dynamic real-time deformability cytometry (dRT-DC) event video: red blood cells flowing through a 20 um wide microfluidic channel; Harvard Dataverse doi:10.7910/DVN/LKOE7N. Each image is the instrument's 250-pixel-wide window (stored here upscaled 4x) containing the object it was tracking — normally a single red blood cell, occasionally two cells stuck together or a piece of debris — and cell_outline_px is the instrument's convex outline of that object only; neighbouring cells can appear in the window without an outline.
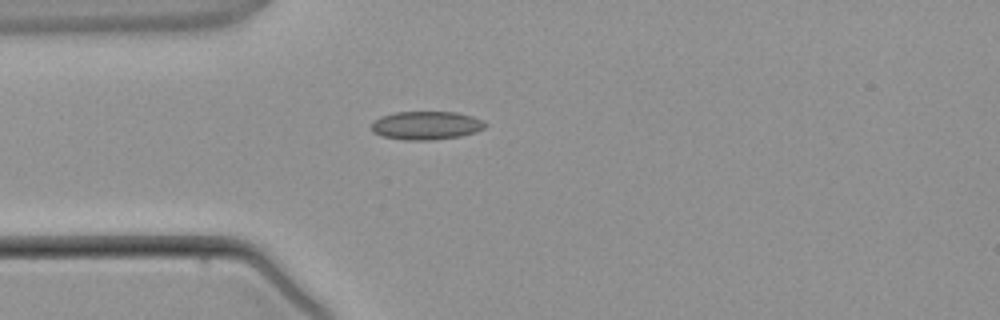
{"species": "common noctule bat (a hibernating species)", "species_latin": "Nyctalus noctula", "temperature_condition": "warm", "stored_images_in_passage": 4, "camera_frame_rate_fps": 3000, "um_per_image_px": 0.085, "animal": {"sex": "male", "body_mass_g": 21.5, "forearm_length_mm": 52.0}, "frame": {"image": 1, "passage_image": 4, "time_ms": 3.667, "image_size_px": [1000, 320], "cell_outline_px": [[488, 124], [484, 128], [476, 132], [460, 136], [432, 140], [404, 140], [380, 136], [372, 132], [372, 124], [380, 116], [396, 112], [456, 112], [472, 116], [484, 120]], "centroid_in_image_um": [36.24, 10.66], "position_along_channel_um": 48.8, "area_um2": 18.96}}